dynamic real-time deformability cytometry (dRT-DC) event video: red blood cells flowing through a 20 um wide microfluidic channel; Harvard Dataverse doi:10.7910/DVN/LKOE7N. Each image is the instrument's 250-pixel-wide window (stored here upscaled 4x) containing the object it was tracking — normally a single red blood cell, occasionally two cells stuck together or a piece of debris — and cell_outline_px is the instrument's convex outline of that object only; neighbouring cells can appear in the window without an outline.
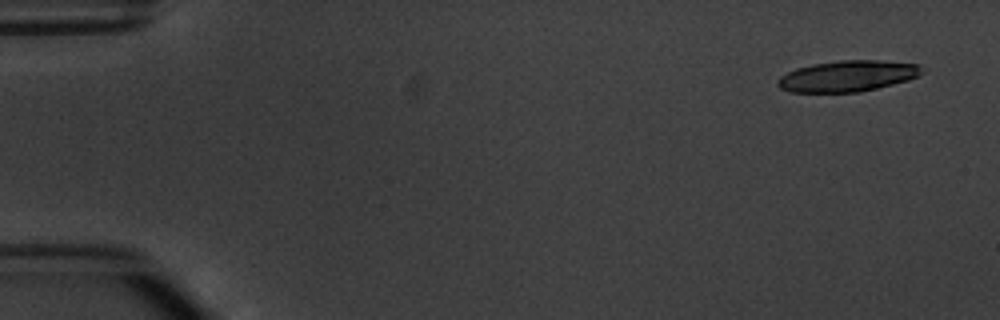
{"species": "common noctule bat (a hibernating species)", "species_latin": "Nyctalus noctula", "temperature_condition": "warm", "stored_images_in_passage": 9, "camera_frame_rate_fps": 3000, "um_per_image_px": 0.085, "animal": {"sex": "male", "body_mass_g": 20.1, "forearm_length_mm": 53.5}, "frame": {"image": 1, "passage_image": 1, "time_ms": 0.0, "image_size_px": [1000, 320], "cell_outline_px": [[924, 72], [908, 80], [860, 92], [788, 92], [780, 88], [776, 84], [776, 80], [780, 76], [796, 68], [812, 64], [840, 60], [880, 60], [920, 64]], "centroid_in_image_um": [72.02, 6.46], "position_along_channel_um": 13.0, "area_um2": 26.18}}
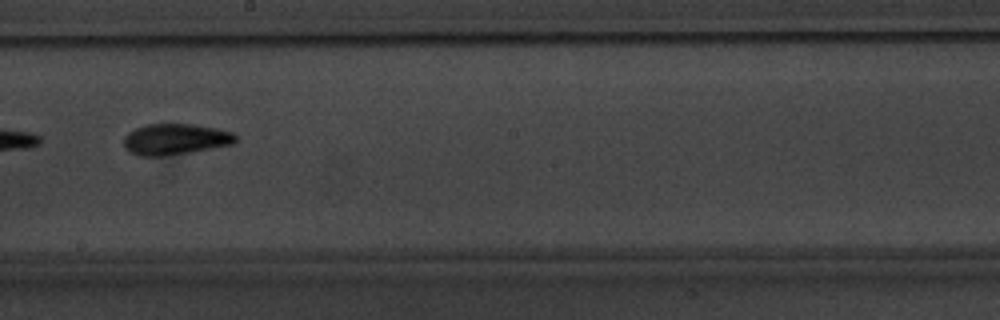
{"frame": {"image": 2, "passage_image": 9, "time_ms": 9.333, "image_size_px": [1000, 320], "cell_outline_px": [[240, 136], [232, 144], [192, 152], [160, 156], [140, 156], [128, 152], [124, 144], [124, 136], [128, 132], [144, 124], [192, 124], [216, 128], [232, 132]], "centroid_in_image_um": [14.9, 11.83], "position_along_channel_um": 233.3, "area_um2": 20.35}}